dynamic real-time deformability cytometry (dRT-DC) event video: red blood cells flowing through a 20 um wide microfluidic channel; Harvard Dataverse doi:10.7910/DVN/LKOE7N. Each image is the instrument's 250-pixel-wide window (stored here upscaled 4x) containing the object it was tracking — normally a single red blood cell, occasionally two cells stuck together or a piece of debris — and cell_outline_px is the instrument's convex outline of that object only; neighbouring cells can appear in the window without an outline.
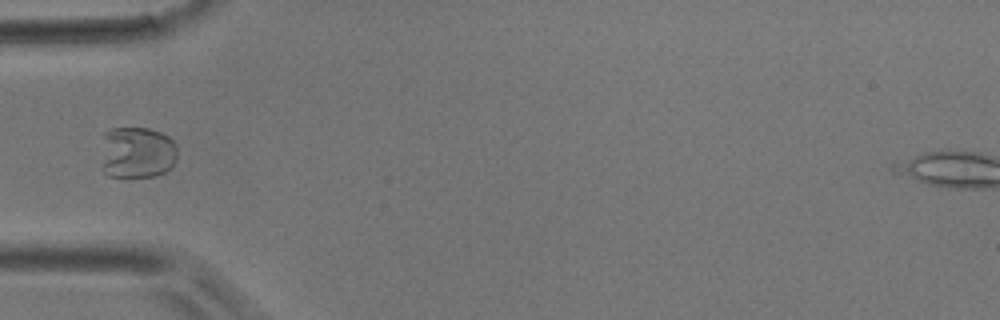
{"species": "common noctule bat (a hibernating species)", "species_latin": "Nyctalus noctula", "temperature_condition": "room temperature", "stored_images_in_passage": 5, "camera_frame_rate_fps": 3000, "um_per_image_px": 0.085, "animal": {"sex": "male", "body_mass_g": 17.9}, "frame": {"image": 1, "passage_image": 4, "time_ms": 1.0, "image_size_px": [1000, 320], "cell_outline_px": [[176, 160], [172, 168], [156, 176], [108, 176], [100, 168], [100, 164], [104, 132], [112, 128], [148, 128], [160, 132], [168, 136], [176, 144]], "centroid_in_image_um": [11.62, 12.96], "position_along_channel_um": 73.4, "area_um2": 23.41}}